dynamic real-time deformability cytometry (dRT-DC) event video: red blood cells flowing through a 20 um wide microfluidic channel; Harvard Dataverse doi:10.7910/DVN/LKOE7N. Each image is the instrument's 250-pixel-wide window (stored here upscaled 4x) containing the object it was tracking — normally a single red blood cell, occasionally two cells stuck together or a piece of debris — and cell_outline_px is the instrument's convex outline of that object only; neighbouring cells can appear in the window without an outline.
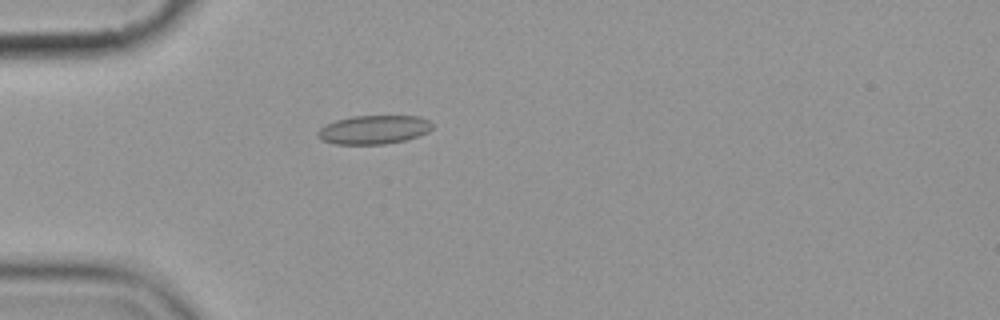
{"species": "common noctule bat (a hibernating species)", "species_latin": "Nyctalus noctula", "temperature_condition": "cold", "stored_images_in_passage": 5, "camera_frame_rate_fps": 3000, "um_per_image_px": 0.085, "animal": {"sex": "female", "body_mass_g": 19.9}, "frame": {"image": 1, "passage_image": 5, "time_ms": 5.333, "image_size_px": [1000, 320], "cell_outline_px": [[432, 128], [428, 132], [404, 140], [384, 144], [336, 144], [320, 140], [316, 136], [316, 132], [320, 128], [336, 120], [352, 116], [420, 116], [428, 120], [432, 124]], "centroid_in_image_um": [31.74, 11.02], "position_along_channel_um": 53.3, "area_um2": 19.13}}